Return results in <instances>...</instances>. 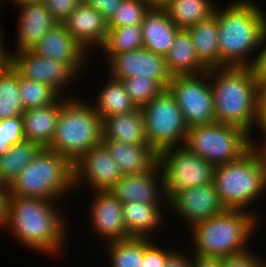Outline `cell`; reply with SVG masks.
<instances>
[{
	"label": "cell",
	"mask_w": 266,
	"mask_h": 267,
	"mask_svg": "<svg viewBox=\"0 0 266 267\" xmlns=\"http://www.w3.org/2000/svg\"><path fill=\"white\" fill-rule=\"evenodd\" d=\"M104 56L108 62L110 77L119 80L147 77L157 81L164 89H167L172 79L164 56L145 48L118 54H104Z\"/></svg>",
	"instance_id": "7c38bea8"
},
{
	"label": "cell",
	"mask_w": 266,
	"mask_h": 267,
	"mask_svg": "<svg viewBox=\"0 0 266 267\" xmlns=\"http://www.w3.org/2000/svg\"><path fill=\"white\" fill-rule=\"evenodd\" d=\"M73 188V163L54 150L42 147L8 186V193L9 196L55 201L63 199L74 191Z\"/></svg>",
	"instance_id": "5b68a950"
},
{
	"label": "cell",
	"mask_w": 266,
	"mask_h": 267,
	"mask_svg": "<svg viewBox=\"0 0 266 267\" xmlns=\"http://www.w3.org/2000/svg\"><path fill=\"white\" fill-rule=\"evenodd\" d=\"M2 35L3 33L0 31V69L6 67L10 63V54L8 50H5V43L2 38L4 36Z\"/></svg>",
	"instance_id": "7dc6e473"
},
{
	"label": "cell",
	"mask_w": 266,
	"mask_h": 267,
	"mask_svg": "<svg viewBox=\"0 0 266 267\" xmlns=\"http://www.w3.org/2000/svg\"><path fill=\"white\" fill-rule=\"evenodd\" d=\"M9 54L10 63L20 76L47 84L61 96L67 83L69 85L75 76H79L70 65L40 56L32 49Z\"/></svg>",
	"instance_id": "5bb4252c"
},
{
	"label": "cell",
	"mask_w": 266,
	"mask_h": 267,
	"mask_svg": "<svg viewBox=\"0 0 266 267\" xmlns=\"http://www.w3.org/2000/svg\"><path fill=\"white\" fill-rule=\"evenodd\" d=\"M150 8L142 0H123L107 21L108 29L141 24Z\"/></svg>",
	"instance_id": "e575fe53"
},
{
	"label": "cell",
	"mask_w": 266,
	"mask_h": 267,
	"mask_svg": "<svg viewBox=\"0 0 266 267\" xmlns=\"http://www.w3.org/2000/svg\"><path fill=\"white\" fill-rule=\"evenodd\" d=\"M257 267H266V261H265L264 259H262V260L259 262V264H258Z\"/></svg>",
	"instance_id": "f5cc1de1"
},
{
	"label": "cell",
	"mask_w": 266,
	"mask_h": 267,
	"mask_svg": "<svg viewBox=\"0 0 266 267\" xmlns=\"http://www.w3.org/2000/svg\"><path fill=\"white\" fill-rule=\"evenodd\" d=\"M260 129V131L262 132V135L263 136H265V137H263L264 138V144L262 143V144H258L257 145V143H255L254 141L255 140H252V146H253V148L257 151V153H258V155L261 157V159L265 162V164H266V126H264V127H260L259 128ZM255 143V144H254ZM262 145V146H261ZM264 145V146H263ZM260 146V147H259Z\"/></svg>",
	"instance_id": "c3c4849f"
},
{
	"label": "cell",
	"mask_w": 266,
	"mask_h": 267,
	"mask_svg": "<svg viewBox=\"0 0 266 267\" xmlns=\"http://www.w3.org/2000/svg\"><path fill=\"white\" fill-rule=\"evenodd\" d=\"M167 90L180 107L187 127L216 122L209 70L199 75L173 76Z\"/></svg>",
	"instance_id": "8fae6325"
},
{
	"label": "cell",
	"mask_w": 266,
	"mask_h": 267,
	"mask_svg": "<svg viewBox=\"0 0 266 267\" xmlns=\"http://www.w3.org/2000/svg\"><path fill=\"white\" fill-rule=\"evenodd\" d=\"M102 139H114L127 144L149 145L144 125V114L136 110L106 117L102 120Z\"/></svg>",
	"instance_id": "484cf974"
},
{
	"label": "cell",
	"mask_w": 266,
	"mask_h": 267,
	"mask_svg": "<svg viewBox=\"0 0 266 267\" xmlns=\"http://www.w3.org/2000/svg\"><path fill=\"white\" fill-rule=\"evenodd\" d=\"M111 267H142L144 238L129 239L106 243Z\"/></svg>",
	"instance_id": "d6a6232c"
},
{
	"label": "cell",
	"mask_w": 266,
	"mask_h": 267,
	"mask_svg": "<svg viewBox=\"0 0 266 267\" xmlns=\"http://www.w3.org/2000/svg\"><path fill=\"white\" fill-rule=\"evenodd\" d=\"M154 239L144 238L142 267H165L167 258L175 251L170 248H159Z\"/></svg>",
	"instance_id": "74e56055"
},
{
	"label": "cell",
	"mask_w": 266,
	"mask_h": 267,
	"mask_svg": "<svg viewBox=\"0 0 266 267\" xmlns=\"http://www.w3.org/2000/svg\"><path fill=\"white\" fill-rule=\"evenodd\" d=\"M98 94L96 103H91V105L101 120L106 117L129 113L138 108L126 92L122 80L109 77V81Z\"/></svg>",
	"instance_id": "83f0119b"
},
{
	"label": "cell",
	"mask_w": 266,
	"mask_h": 267,
	"mask_svg": "<svg viewBox=\"0 0 266 267\" xmlns=\"http://www.w3.org/2000/svg\"><path fill=\"white\" fill-rule=\"evenodd\" d=\"M266 126V78H257L256 127Z\"/></svg>",
	"instance_id": "ab89813d"
},
{
	"label": "cell",
	"mask_w": 266,
	"mask_h": 267,
	"mask_svg": "<svg viewBox=\"0 0 266 267\" xmlns=\"http://www.w3.org/2000/svg\"><path fill=\"white\" fill-rule=\"evenodd\" d=\"M62 24L88 53L96 46L100 49L107 39V20L83 1Z\"/></svg>",
	"instance_id": "d6986e66"
},
{
	"label": "cell",
	"mask_w": 266,
	"mask_h": 267,
	"mask_svg": "<svg viewBox=\"0 0 266 267\" xmlns=\"http://www.w3.org/2000/svg\"><path fill=\"white\" fill-rule=\"evenodd\" d=\"M213 183L225 209L249 211L266 191V164L252 146L237 160L216 165Z\"/></svg>",
	"instance_id": "8992f818"
},
{
	"label": "cell",
	"mask_w": 266,
	"mask_h": 267,
	"mask_svg": "<svg viewBox=\"0 0 266 267\" xmlns=\"http://www.w3.org/2000/svg\"><path fill=\"white\" fill-rule=\"evenodd\" d=\"M32 50L40 56L70 65L79 74L90 56L62 23L47 31Z\"/></svg>",
	"instance_id": "ac0fdd59"
},
{
	"label": "cell",
	"mask_w": 266,
	"mask_h": 267,
	"mask_svg": "<svg viewBox=\"0 0 266 267\" xmlns=\"http://www.w3.org/2000/svg\"><path fill=\"white\" fill-rule=\"evenodd\" d=\"M158 163L162 169L167 200L174 193L213 183L215 165L193 154L185 146L161 151Z\"/></svg>",
	"instance_id": "30bf717a"
},
{
	"label": "cell",
	"mask_w": 266,
	"mask_h": 267,
	"mask_svg": "<svg viewBox=\"0 0 266 267\" xmlns=\"http://www.w3.org/2000/svg\"><path fill=\"white\" fill-rule=\"evenodd\" d=\"M18 84L24 110L50 105L61 96L49 85L25 78L19 73Z\"/></svg>",
	"instance_id": "836d02e7"
},
{
	"label": "cell",
	"mask_w": 266,
	"mask_h": 267,
	"mask_svg": "<svg viewBox=\"0 0 266 267\" xmlns=\"http://www.w3.org/2000/svg\"><path fill=\"white\" fill-rule=\"evenodd\" d=\"M141 109L147 141L157 154L184 145L188 127L180 107L167 89L144 104Z\"/></svg>",
	"instance_id": "9c48e42d"
},
{
	"label": "cell",
	"mask_w": 266,
	"mask_h": 267,
	"mask_svg": "<svg viewBox=\"0 0 266 267\" xmlns=\"http://www.w3.org/2000/svg\"><path fill=\"white\" fill-rule=\"evenodd\" d=\"M141 27L143 48L162 56L168 53L180 30L163 8H150Z\"/></svg>",
	"instance_id": "7402d4cb"
},
{
	"label": "cell",
	"mask_w": 266,
	"mask_h": 267,
	"mask_svg": "<svg viewBox=\"0 0 266 267\" xmlns=\"http://www.w3.org/2000/svg\"><path fill=\"white\" fill-rule=\"evenodd\" d=\"M123 0H83L86 5L96 9L107 21Z\"/></svg>",
	"instance_id": "b9f144b4"
},
{
	"label": "cell",
	"mask_w": 266,
	"mask_h": 267,
	"mask_svg": "<svg viewBox=\"0 0 266 267\" xmlns=\"http://www.w3.org/2000/svg\"><path fill=\"white\" fill-rule=\"evenodd\" d=\"M8 190H0V228H5L7 220Z\"/></svg>",
	"instance_id": "bcb514c9"
},
{
	"label": "cell",
	"mask_w": 266,
	"mask_h": 267,
	"mask_svg": "<svg viewBox=\"0 0 266 267\" xmlns=\"http://www.w3.org/2000/svg\"><path fill=\"white\" fill-rule=\"evenodd\" d=\"M56 201L8 196L5 228L25 247L59 255L65 246L67 230L64 216L52 203Z\"/></svg>",
	"instance_id": "6da1fadb"
},
{
	"label": "cell",
	"mask_w": 266,
	"mask_h": 267,
	"mask_svg": "<svg viewBox=\"0 0 266 267\" xmlns=\"http://www.w3.org/2000/svg\"><path fill=\"white\" fill-rule=\"evenodd\" d=\"M259 47V53H256L255 55L256 60L252 68L257 78H266V24L263 29L261 43Z\"/></svg>",
	"instance_id": "7bdbcfd3"
},
{
	"label": "cell",
	"mask_w": 266,
	"mask_h": 267,
	"mask_svg": "<svg viewBox=\"0 0 266 267\" xmlns=\"http://www.w3.org/2000/svg\"><path fill=\"white\" fill-rule=\"evenodd\" d=\"M199 60L208 68L220 67L218 19L215 14L187 28Z\"/></svg>",
	"instance_id": "4316f807"
},
{
	"label": "cell",
	"mask_w": 266,
	"mask_h": 267,
	"mask_svg": "<svg viewBox=\"0 0 266 267\" xmlns=\"http://www.w3.org/2000/svg\"><path fill=\"white\" fill-rule=\"evenodd\" d=\"M23 140L25 137L22 115L0 120V156L6 154L12 145Z\"/></svg>",
	"instance_id": "8d00e7d4"
},
{
	"label": "cell",
	"mask_w": 266,
	"mask_h": 267,
	"mask_svg": "<svg viewBox=\"0 0 266 267\" xmlns=\"http://www.w3.org/2000/svg\"><path fill=\"white\" fill-rule=\"evenodd\" d=\"M252 139L239 127L214 122L188 127L183 146L216 166L240 158L252 147Z\"/></svg>",
	"instance_id": "ba28073f"
},
{
	"label": "cell",
	"mask_w": 266,
	"mask_h": 267,
	"mask_svg": "<svg viewBox=\"0 0 266 267\" xmlns=\"http://www.w3.org/2000/svg\"><path fill=\"white\" fill-rule=\"evenodd\" d=\"M16 8L20 12L15 40L17 50L9 53L31 50L58 23L42 1L24 3Z\"/></svg>",
	"instance_id": "ffe728a7"
},
{
	"label": "cell",
	"mask_w": 266,
	"mask_h": 267,
	"mask_svg": "<svg viewBox=\"0 0 266 267\" xmlns=\"http://www.w3.org/2000/svg\"><path fill=\"white\" fill-rule=\"evenodd\" d=\"M192 257V258H191ZM188 258L185 253L174 251L166 260L165 267H192L193 255Z\"/></svg>",
	"instance_id": "ee69618b"
},
{
	"label": "cell",
	"mask_w": 266,
	"mask_h": 267,
	"mask_svg": "<svg viewBox=\"0 0 266 267\" xmlns=\"http://www.w3.org/2000/svg\"><path fill=\"white\" fill-rule=\"evenodd\" d=\"M123 174L142 173L158 162V154L145 144H127L114 139H102Z\"/></svg>",
	"instance_id": "603a6c76"
},
{
	"label": "cell",
	"mask_w": 266,
	"mask_h": 267,
	"mask_svg": "<svg viewBox=\"0 0 266 267\" xmlns=\"http://www.w3.org/2000/svg\"><path fill=\"white\" fill-rule=\"evenodd\" d=\"M165 202V203H164ZM161 204L143 203V202H125L122 203V214L127 232L130 237L150 238L153 231H157V227L161 226L163 207L167 201Z\"/></svg>",
	"instance_id": "cb8c5ba5"
},
{
	"label": "cell",
	"mask_w": 266,
	"mask_h": 267,
	"mask_svg": "<svg viewBox=\"0 0 266 267\" xmlns=\"http://www.w3.org/2000/svg\"><path fill=\"white\" fill-rule=\"evenodd\" d=\"M148 4L151 8H162L168 0H142Z\"/></svg>",
	"instance_id": "681fc988"
},
{
	"label": "cell",
	"mask_w": 266,
	"mask_h": 267,
	"mask_svg": "<svg viewBox=\"0 0 266 267\" xmlns=\"http://www.w3.org/2000/svg\"><path fill=\"white\" fill-rule=\"evenodd\" d=\"M0 190H8V185L2 179L1 174H0Z\"/></svg>",
	"instance_id": "816d5d0a"
},
{
	"label": "cell",
	"mask_w": 266,
	"mask_h": 267,
	"mask_svg": "<svg viewBox=\"0 0 266 267\" xmlns=\"http://www.w3.org/2000/svg\"><path fill=\"white\" fill-rule=\"evenodd\" d=\"M252 212L225 209L192 225L193 255L225 258L250 251L248 242L258 226L257 215Z\"/></svg>",
	"instance_id": "277c9868"
},
{
	"label": "cell",
	"mask_w": 266,
	"mask_h": 267,
	"mask_svg": "<svg viewBox=\"0 0 266 267\" xmlns=\"http://www.w3.org/2000/svg\"><path fill=\"white\" fill-rule=\"evenodd\" d=\"M216 6L212 0H168L162 8L179 29H187L211 17Z\"/></svg>",
	"instance_id": "f1b7e54d"
},
{
	"label": "cell",
	"mask_w": 266,
	"mask_h": 267,
	"mask_svg": "<svg viewBox=\"0 0 266 267\" xmlns=\"http://www.w3.org/2000/svg\"><path fill=\"white\" fill-rule=\"evenodd\" d=\"M42 147L32 141L23 140L11 146L10 150L0 156V174L9 186L20 171L31 162Z\"/></svg>",
	"instance_id": "f546056e"
},
{
	"label": "cell",
	"mask_w": 266,
	"mask_h": 267,
	"mask_svg": "<svg viewBox=\"0 0 266 267\" xmlns=\"http://www.w3.org/2000/svg\"><path fill=\"white\" fill-rule=\"evenodd\" d=\"M23 112L18 71L9 63L0 69V120L21 116Z\"/></svg>",
	"instance_id": "4dcf8cb0"
},
{
	"label": "cell",
	"mask_w": 266,
	"mask_h": 267,
	"mask_svg": "<svg viewBox=\"0 0 266 267\" xmlns=\"http://www.w3.org/2000/svg\"><path fill=\"white\" fill-rule=\"evenodd\" d=\"M90 220L93 232L105 243L131 238L122 214V203L110 191H93Z\"/></svg>",
	"instance_id": "e0dca14e"
},
{
	"label": "cell",
	"mask_w": 266,
	"mask_h": 267,
	"mask_svg": "<svg viewBox=\"0 0 266 267\" xmlns=\"http://www.w3.org/2000/svg\"><path fill=\"white\" fill-rule=\"evenodd\" d=\"M214 14L218 19L220 67H252L256 57L251 53L258 51L266 24L265 10L253 0H235L224 8L216 6Z\"/></svg>",
	"instance_id": "7a4b0ae2"
},
{
	"label": "cell",
	"mask_w": 266,
	"mask_h": 267,
	"mask_svg": "<svg viewBox=\"0 0 266 267\" xmlns=\"http://www.w3.org/2000/svg\"><path fill=\"white\" fill-rule=\"evenodd\" d=\"M164 58L172 77L199 75L209 70L197 57L187 29H180L176 33L174 42Z\"/></svg>",
	"instance_id": "d4e9b609"
},
{
	"label": "cell",
	"mask_w": 266,
	"mask_h": 267,
	"mask_svg": "<svg viewBox=\"0 0 266 267\" xmlns=\"http://www.w3.org/2000/svg\"><path fill=\"white\" fill-rule=\"evenodd\" d=\"M163 183L162 169L157 162L146 172L123 174L109 191L121 203L162 204L161 201H167Z\"/></svg>",
	"instance_id": "2e32d148"
},
{
	"label": "cell",
	"mask_w": 266,
	"mask_h": 267,
	"mask_svg": "<svg viewBox=\"0 0 266 267\" xmlns=\"http://www.w3.org/2000/svg\"><path fill=\"white\" fill-rule=\"evenodd\" d=\"M209 80L216 122L239 127L252 137L257 99V77L253 68H210Z\"/></svg>",
	"instance_id": "3957f363"
},
{
	"label": "cell",
	"mask_w": 266,
	"mask_h": 267,
	"mask_svg": "<svg viewBox=\"0 0 266 267\" xmlns=\"http://www.w3.org/2000/svg\"><path fill=\"white\" fill-rule=\"evenodd\" d=\"M121 80L131 100L140 108L164 90L157 81L147 77H133Z\"/></svg>",
	"instance_id": "d590c367"
},
{
	"label": "cell",
	"mask_w": 266,
	"mask_h": 267,
	"mask_svg": "<svg viewBox=\"0 0 266 267\" xmlns=\"http://www.w3.org/2000/svg\"><path fill=\"white\" fill-rule=\"evenodd\" d=\"M0 1H1L0 3H2V0H0ZM9 1H11V0H9ZM37 1H42V0H12L11 2L13 4H15V6H18V5H21V4H24V3L37 2Z\"/></svg>",
	"instance_id": "f907efd6"
},
{
	"label": "cell",
	"mask_w": 266,
	"mask_h": 267,
	"mask_svg": "<svg viewBox=\"0 0 266 267\" xmlns=\"http://www.w3.org/2000/svg\"><path fill=\"white\" fill-rule=\"evenodd\" d=\"M192 267H222V258H209L193 255Z\"/></svg>",
	"instance_id": "f6af8a7d"
},
{
	"label": "cell",
	"mask_w": 266,
	"mask_h": 267,
	"mask_svg": "<svg viewBox=\"0 0 266 267\" xmlns=\"http://www.w3.org/2000/svg\"><path fill=\"white\" fill-rule=\"evenodd\" d=\"M143 48L141 24L108 29L107 39L100 48L103 54H118Z\"/></svg>",
	"instance_id": "1f68e13d"
},
{
	"label": "cell",
	"mask_w": 266,
	"mask_h": 267,
	"mask_svg": "<svg viewBox=\"0 0 266 267\" xmlns=\"http://www.w3.org/2000/svg\"><path fill=\"white\" fill-rule=\"evenodd\" d=\"M83 0H42L58 23L64 20L78 7Z\"/></svg>",
	"instance_id": "f35d334b"
},
{
	"label": "cell",
	"mask_w": 266,
	"mask_h": 267,
	"mask_svg": "<svg viewBox=\"0 0 266 267\" xmlns=\"http://www.w3.org/2000/svg\"><path fill=\"white\" fill-rule=\"evenodd\" d=\"M64 95L68 98L73 97L71 94H63L50 105L24 110L22 118L25 140L35 142L41 147L49 146L55 134L60 110L64 105Z\"/></svg>",
	"instance_id": "44dd1931"
},
{
	"label": "cell",
	"mask_w": 266,
	"mask_h": 267,
	"mask_svg": "<svg viewBox=\"0 0 266 267\" xmlns=\"http://www.w3.org/2000/svg\"><path fill=\"white\" fill-rule=\"evenodd\" d=\"M176 212L190 227L222 213V206L214 183L193 187L174 193L165 206Z\"/></svg>",
	"instance_id": "9a60e30c"
},
{
	"label": "cell",
	"mask_w": 266,
	"mask_h": 267,
	"mask_svg": "<svg viewBox=\"0 0 266 267\" xmlns=\"http://www.w3.org/2000/svg\"><path fill=\"white\" fill-rule=\"evenodd\" d=\"M65 97L47 148L75 163L85 152L102 142V120L91 104Z\"/></svg>",
	"instance_id": "52a82bcc"
},
{
	"label": "cell",
	"mask_w": 266,
	"mask_h": 267,
	"mask_svg": "<svg viewBox=\"0 0 266 267\" xmlns=\"http://www.w3.org/2000/svg\"><path fill=\"white\" fill-rule=\"evenodd\" d=\"M73 168L75 190L88 183L93 191H109L123 175L103 142L85 152Z\"/></svg>",
	"instance_id": "4fadbf2b"
},
{
	"label": "cell",
	"mask_w": 266,
	"mask_h": 267,
	"mask_svg": "<svg viewBox=\"0 0 266 267\" xmlns=\"http://www.w3.org/2000/svg\"><path fill=\"white\" fill-rule=\"evenodd\" d=\"M252 252L222 258V267H257L261 258Z\"/></svg>",
	"instance_id": "60d3db41"
}]
</instances>
